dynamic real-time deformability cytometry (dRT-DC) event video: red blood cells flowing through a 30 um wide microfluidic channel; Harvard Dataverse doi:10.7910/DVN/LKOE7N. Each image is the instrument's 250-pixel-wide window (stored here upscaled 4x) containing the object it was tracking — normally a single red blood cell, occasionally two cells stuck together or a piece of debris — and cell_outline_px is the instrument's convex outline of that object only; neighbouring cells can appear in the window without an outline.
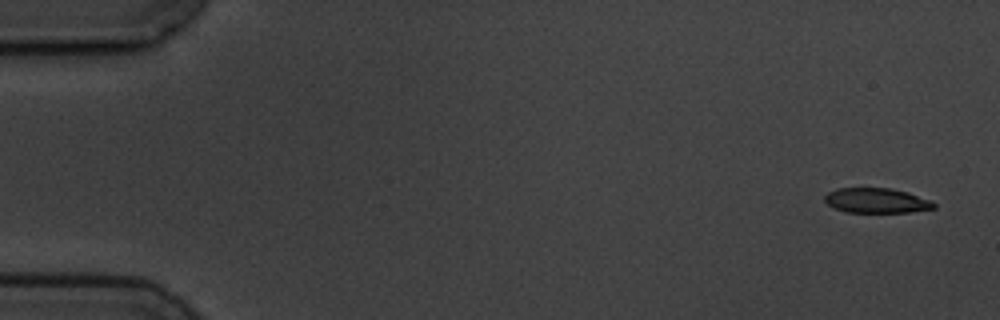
{"species": "common noctule bat (a hibernating species)", "species_latin": "Nyctalus noctula", "temperature_condition": "cold", "stored_images_in_passage": 5, "camera_frame_rate_fps": 3000, "um_per_image_px": 0.085, "animal": {"sex": "male", "body_mass_g": 19.5, "forearm_length_mm": 54.6}, "frame": {"image": 1, "passage_image": 1, "time_ms": 0.0, "image_size_px": [1000, 320], "cell_outline_px": [[936, 208], [908, 212], [844, 212], [828, 204], [824, 200], [824, 196], [828, 192], [836, 188], [892, 188], [908, 192], [932, 200], [936, 204]], "centroid_in_image_um": [74.52, 17.04], "position_along_channel_um": 10.5, "area_um2": 15.95}}
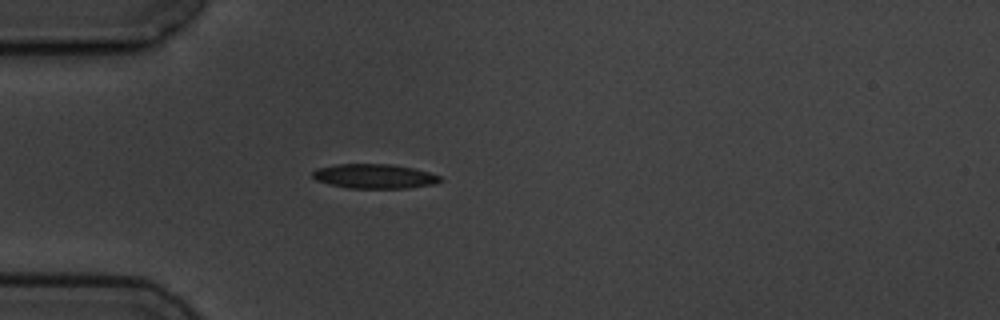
{"frame": {"image": 2, "passage_image": 5, "time_ms": 4.667, "image_size_px": [1000, 320], "cell_outline_px": [[444, 180], [436, 184], [408, 188], [348, 188], [328, 184], [316, 180], [312, 176], [312, 172], [316, 168], [336, 164], [392, 164], [412, 168], [428, 172], [440, 176]], "centroid_in_image_um": [31.82, 14.98], "position_along_channel_um": 53.2, "area_um2": 18.32}}